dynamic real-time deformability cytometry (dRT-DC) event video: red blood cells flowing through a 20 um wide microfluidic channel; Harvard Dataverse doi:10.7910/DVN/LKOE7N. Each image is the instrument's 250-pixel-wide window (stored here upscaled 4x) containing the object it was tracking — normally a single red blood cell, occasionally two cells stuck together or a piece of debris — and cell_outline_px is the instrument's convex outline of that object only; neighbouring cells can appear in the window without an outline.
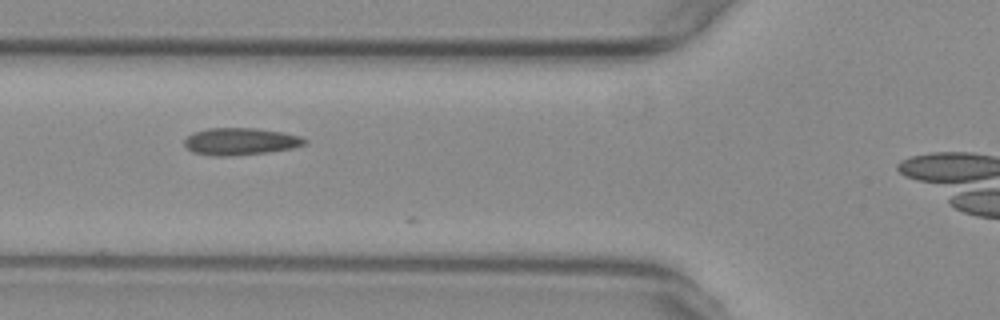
{"species": "common noctule bat (a hibernating species)", "species_latin": "Nyctalus noctula", "temperature_condition": "warm", "stored_images_in_passage": 10, "camera_frame_rate_fps": 3000, "um_per_image_px": 0.085, "animal": {"sex": "female", "body_mass_g": 29.2, "forearm_length_mm": 56.3}, "frame": {"image": 1, "passage_image": 3, "time_ms": 0.667, "image_size_px": [1000, 320], "cell_outline_px": [[308, 144], [292, 148], [268, 152], [228, 156], [216, 156], [192, 152], [184, 144], [184, 140], [192, 132], [208, 128], [256, 128], [284, 132], [300, 136], [308, 140]], "centroid_in_image_um": [20.46, 12.01], "position_along_channel_um": 105.3, "area_um2": 19.13}}
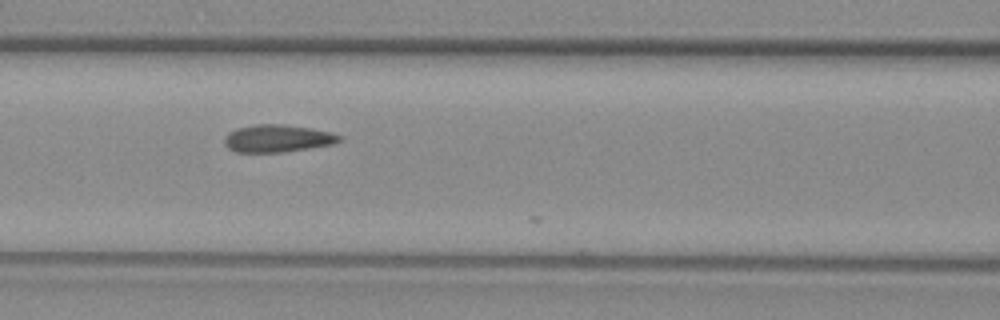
{"frame": {"image": 2, "passage_image": 6, "time_ms": 1.667, "image_size_px": [1000, 320], "cell_outline_px": [[340, 140], [332, 144], [284, 152], [236, 152], [228, 148], [224, 144], [224, 136], [228, 132], [236, 128], [256, 124], [280, 124], [312, 128], [332, 132], [340, 136]], "centroid_in_image_um": [23.54, 11.76], "position_along_channel_um": 143.1, "area_um2": 18.38}}
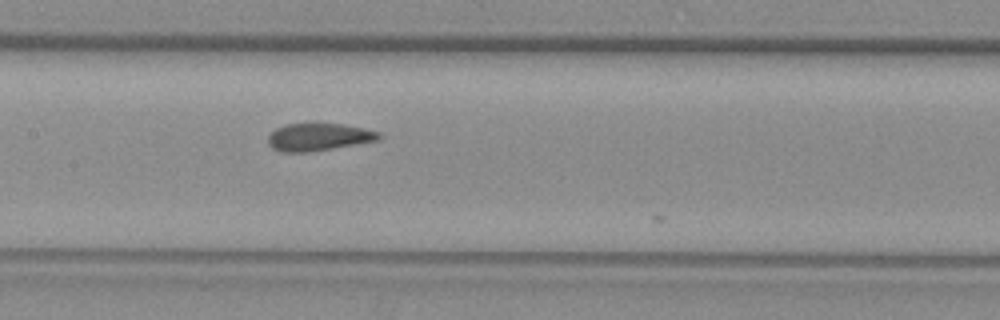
{"frame": {"image": 3, "passage_image": 9, "time_ms": 2.667, "image_size_px": [1000, 320], "cell_outline_px": [[384, 136], [380, 140], [304, 152], [280, 152], [272, 148], [268, 144], [268, 136], [276, 128], [288, 124], [340, 124], [364, 128], [380, 132]], "centroid_in_image_um": [27.09, 11.64], "position_along_channel_um": 180.3, "area_um2": 17.51}}